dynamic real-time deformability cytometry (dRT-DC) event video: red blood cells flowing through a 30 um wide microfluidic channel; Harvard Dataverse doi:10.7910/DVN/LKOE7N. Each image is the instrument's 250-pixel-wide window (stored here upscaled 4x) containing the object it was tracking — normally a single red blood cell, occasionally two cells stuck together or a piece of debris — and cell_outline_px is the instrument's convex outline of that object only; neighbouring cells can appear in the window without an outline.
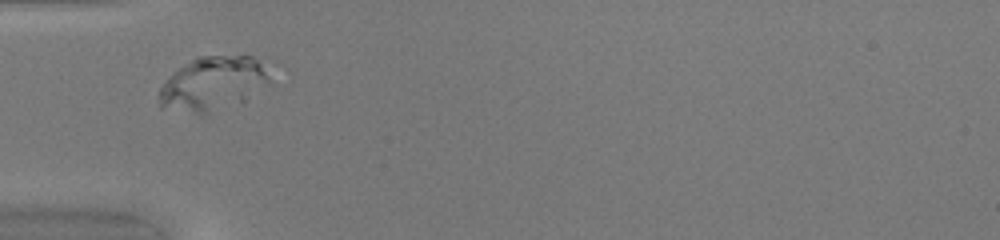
{"species": "common noctule bat (a hibernating species)", "species_latin": "Nyctalus noctula", "temperature_condition": "warm", "stored_images_in_passage": 34, "camera_frame_rate_fps": 3000, "um_per_image_px": 0.085, "animal": {"sex": "female", "body_mass_g": 20.0, "forearm_length_mm": 54.0}, "frame": {"image": 1, "passage_image": 6, "time_ms": 1.667, "image_size_px": [1000, 240], "cell_outline_px": [[268, 80], [204, 112], [196, 112], [160, 108], [160, 88], [172, 72], [192, 60], [200, 56], [252, 56], [268, 64]], "centroid_in_image_um": [17.95, 6.97], "position_along_channel_um": 67.1, "area_um2": 31.67}}
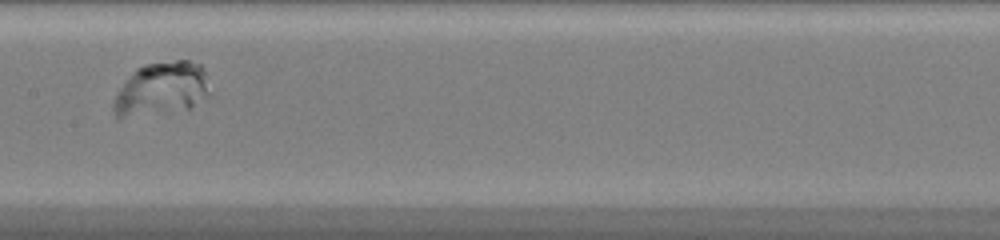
{"frame": {"image": 2, "passage_image": 16, "time_ms": 5.0, "image_size_px": [1000, 240], "cell_outline_px": [[208, 96], [192, 108], [116, 120], [112, 112], [112, 104], [120, 88], [136, 68], [148, 64], [176, 60], [188, 60], [200, 64], [204, 72], [208, 92]], "centroid_in_image_um": [13.67, 7.6], "position_along_channel_um": 193.7, "area_um2": 30.0}}
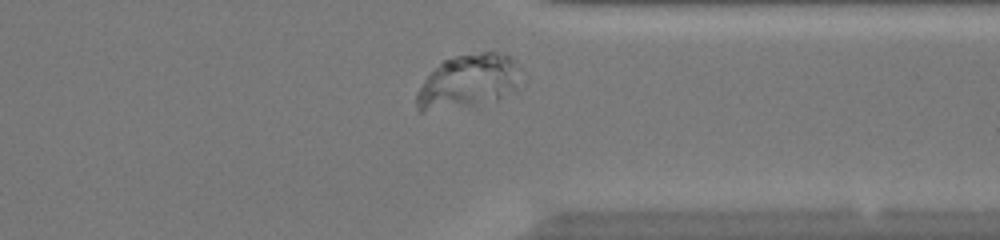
{"frame": {"image": 3, "passage_image": 30, "time_ms": 9.667, "image_size_px": [1000, 240], "cell_outline_px": [[516, 64], [512, 84], [496, 100], [472, 104], [420, 112], [416, 108], [416, 92], [424, 80], [444, 60], [456, 56], [484, 52], [496, 52], [508, 56], [516, 60]], "centroid_in_image_um": [39.64, 6.9], "position_along_channel_um": 371.8, "area_um2": 30.63}}